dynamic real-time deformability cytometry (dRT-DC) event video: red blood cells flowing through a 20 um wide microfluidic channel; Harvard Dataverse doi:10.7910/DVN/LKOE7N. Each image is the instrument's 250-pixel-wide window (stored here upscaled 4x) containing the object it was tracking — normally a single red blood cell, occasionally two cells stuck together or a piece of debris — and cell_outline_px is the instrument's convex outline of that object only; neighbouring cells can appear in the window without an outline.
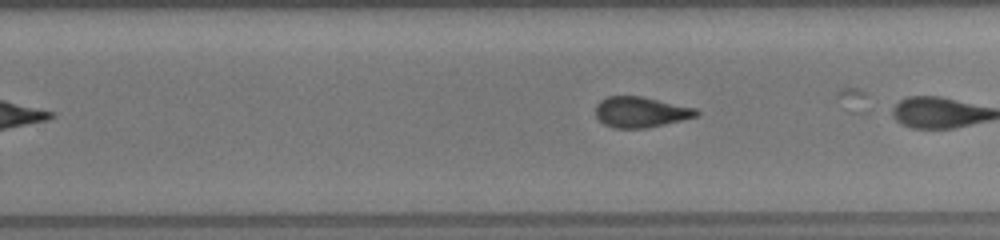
{"species": "common noctule bat (a hibernating species)", "species_latin": "Nyctalus noctula", "temperature_condition": "room temperature", "stored_images_in_passage": 23, "segment_of_instrument_passage": [2, 2], "camera_frame_rate_fps": 3000, "um_per_image_px": 0.085, "animal": {"sex": "female", "body_mass_g": 19.5, "forearm_length_mm": 54.1}, "frame": {"image": 1, "passage_image": 23, "time_ms": 8.333, "image_size_px": [1000, 240], "cell_outline_px": [[700, 116], [648, 128], [612, 128], [604, 124], [596, 116], [596, 104], [600, 100], [608, 96], [640, 96], [696, 108], [700, 112]], "centroid_in_image_um": [54.48, 9.53], "position_along_channel_um": 275.3, "area_um2": 18.09}}